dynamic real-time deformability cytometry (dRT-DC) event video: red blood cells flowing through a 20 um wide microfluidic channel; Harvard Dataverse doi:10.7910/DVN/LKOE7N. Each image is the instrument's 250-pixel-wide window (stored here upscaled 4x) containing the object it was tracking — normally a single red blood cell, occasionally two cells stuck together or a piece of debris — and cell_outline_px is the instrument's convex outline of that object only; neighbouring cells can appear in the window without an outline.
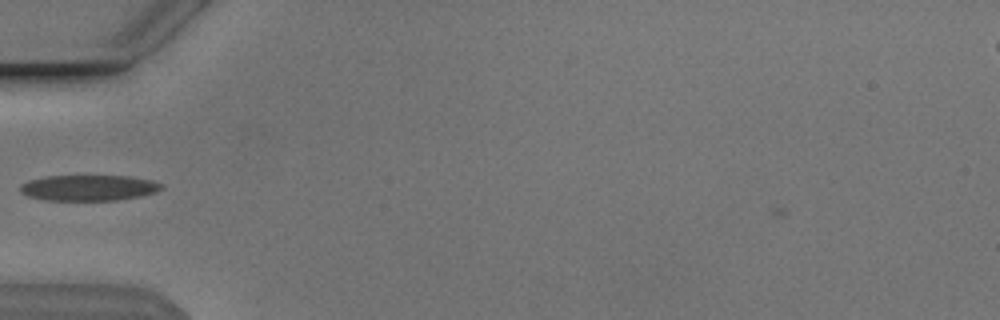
{"species": "Egyptian fruit bat (a non-hibernating species)", "species_latin": "Rousettus aegyptiacus", "temperature_condition": "cold", "stored_images_in_passage": 21, "camera_frame_rate_fps": 3000, "um_per_image_px": 0.085, "animal": {"sex": "male"}, "frame": {"image": 1, "passage_image": 4, "time_ms": 1.0, "image_size_px": [1000, 320], "cell_outline_px": [[164, 188], [156, 192], [140, 196], [116, 200], [44, 200], [28, 196], [20, 192], [20, 184], [28, 180], [48, 176], [132, 176], [152, 180], [164, 184]], "centroid_in_image_um": [7.56, 15.96], "position_along_channel_um": 77.4, "area_um2": 21.33}}